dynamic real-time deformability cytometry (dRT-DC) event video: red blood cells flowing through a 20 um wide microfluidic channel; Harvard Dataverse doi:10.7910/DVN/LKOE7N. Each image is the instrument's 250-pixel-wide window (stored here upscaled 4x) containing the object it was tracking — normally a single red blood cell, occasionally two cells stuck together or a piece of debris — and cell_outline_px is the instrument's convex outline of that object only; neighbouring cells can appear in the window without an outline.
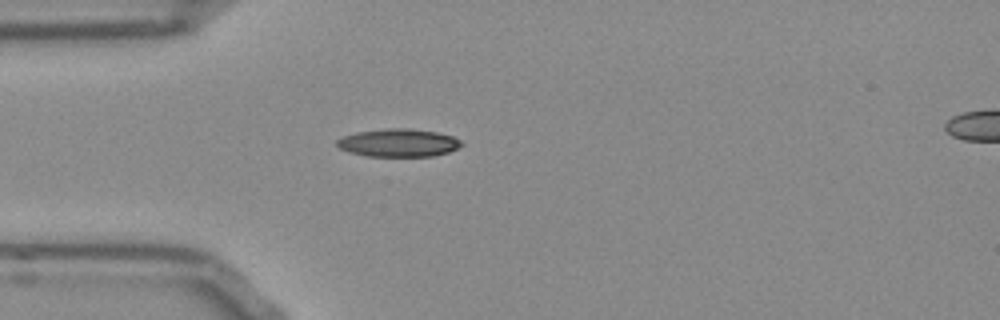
{"species": "Egyptian fruit bat (a non-hibernating species)", "species_latin": "Rousettus aegyptiacus", "temperature_condition": "room temperature", "stored_images_in_passage": 39, "camera_frame_rate_fps": 3000, "um_per_image_px": 0.085, "frame": {"image": 1, "passage_image": 1, "time_ms": 0.0, "image_size_px": [1000, 320], "cell_outline_px": [[464, 144], [448, 152], [432, 156], [364, 156], [348, 152], [340, 148], [336, 144], [336, 140], [344, 136], [356, 132], [388, 128], [408, 128], [436, 132], [452, 136], [460, 140]], "centroid_in_image_um": [33.84, 12.14], "position_along_channel_um": 51.2, "area_um2": 20.23}}
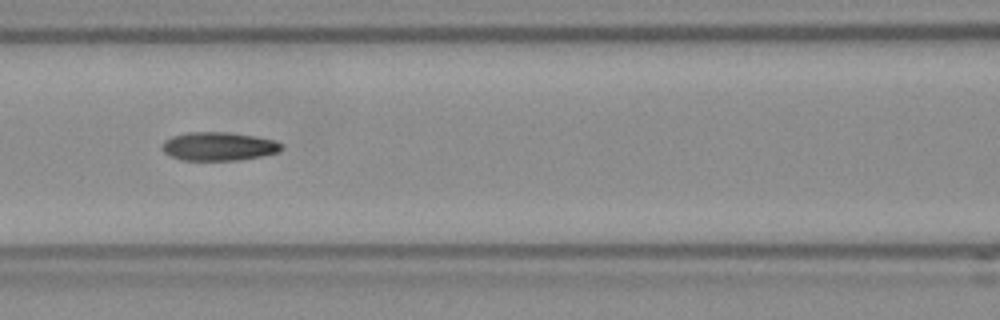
{"frame": {"image": 2, "passage_image": 9, "time_ms": 2.667, "image_size_px": [1000, 320], "cell_outline_px": [[284, 148], [280, 152], [260, 156], [236, 160], [184, 160], [172, 156], [164, 152], [164, 140], [172, 136], [188, 132], [228, 132], [276, 140]], "centroid_in_image_um": [18.61, 12.43], "position_along_channel_um": 148.0, "area_um2": 19.59}}
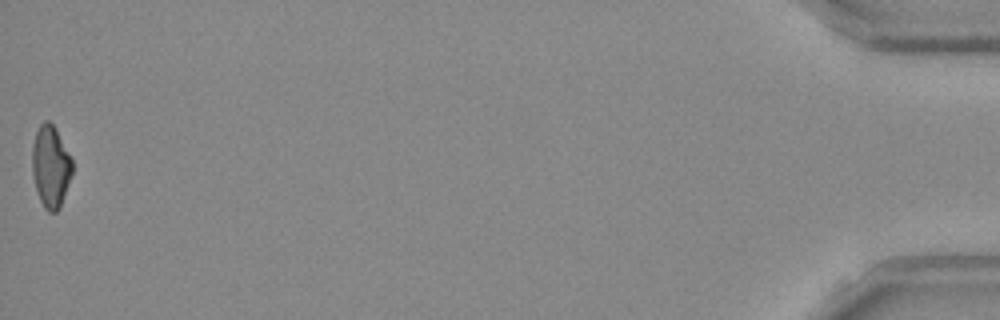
{"frame": {"image": 3, "passage_image": 39, "time_ms": 12.667, "image_size_px": [1000, 320], "cell_outline_px": [[72, 176], [60, 208], [56, 212], [48, 212], [44, 208], [40, 200], [36, 188], [32, 172], [32, 144], [36, 132], [40, 124], [44, 120], [48, 120], [56, 128], [72, 160]], "centroid_in_image_um": [4.31, 14.16], "position_along_channel_um": 430.9, "area_um2": 19.25}, "authors_computed_cell_mechanics": {"area_um2": 19.5942, "velocity_mm_per_s": 3.8726, "shape_relaxation_time_tau1_ms": 5.6786, "shape_relaxation_time_tau2_ms": 4.4904, "deformation_change_tau1": 0.1737, "deformation_change_tau2": 0.1203}}